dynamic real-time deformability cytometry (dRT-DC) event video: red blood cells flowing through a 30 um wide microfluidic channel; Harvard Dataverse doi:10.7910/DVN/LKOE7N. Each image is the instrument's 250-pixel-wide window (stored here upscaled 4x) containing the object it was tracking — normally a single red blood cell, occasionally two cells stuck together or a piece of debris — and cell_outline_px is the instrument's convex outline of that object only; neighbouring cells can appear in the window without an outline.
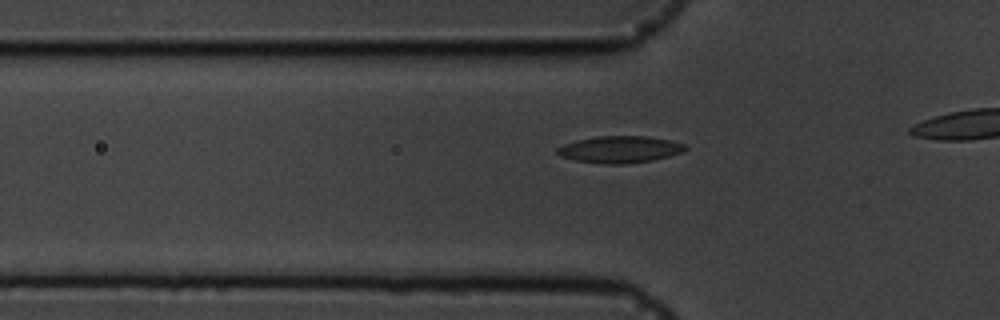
{"species": "common noctule bat (a hibernating species)", "species_latin": "Nyctalus noctula", "temperature_condition": "cold", "stored_images_in_passage": 18, "camera_frame_rate_fps": 3000, "um_per_image_px": 0.085, "animal": {"sex": "male", "body_mass_g": 19.5, "forearm_length_mm": 54.6}, "frame": {"image": 1, "passage_image": 8, "time_ms": 2.333, "image_size_px": [1000, 320], "cell_outline_px": [[688, 148], [684, 152], [652, 160], [624, 164], [604, 164], [576, 160], [560, 156], [556, 152], [556, 148], [564, 144], [576, 140], [596, 136], [648, 136], [672, 140], [688, 144]], "centroid_in_image_um": [52.73, 12.69], "position_along_channel_um": 73.1, "area_um2": 20.23}}
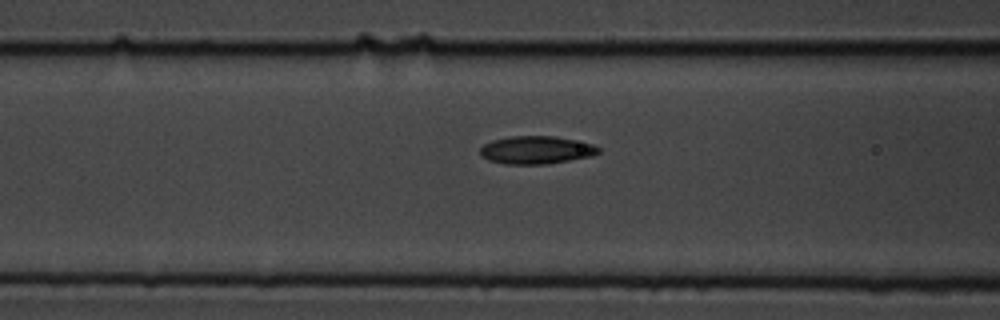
{"frame": {"image": 2, "passage_image": 12, "time_ms": 3.667, "image_size_px": [1000, 320], "cell_outline_px": [[600, 152], [592, 156], [548, 164], [504, 164], [488, 160], [480, 156], [480, 148], [484, 144], [492, 140], [508, 136], [556, 136], [592, 144], [600, 148]], "centroid_in_image_um": [45.55, 12.75], "position_along_channel_um": 121.0, "area_um2": 19.36}}
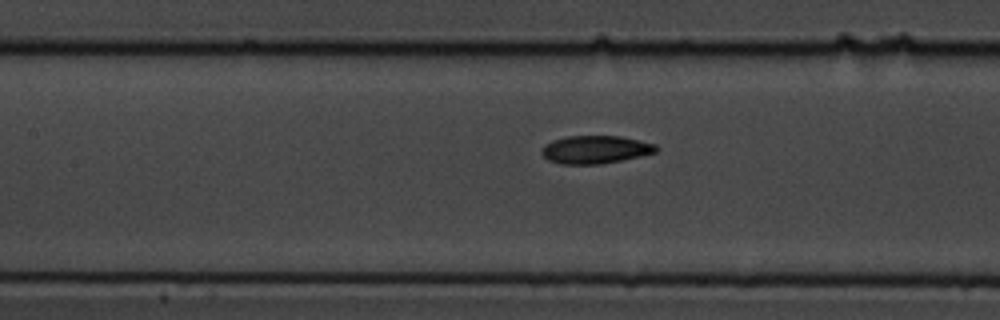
{"frame": {"image": 3, "passage_image": 15, "time_ms": 4.667, "image_size_px": [1000, 320], "cell_outline_px": [[660, 148], [656, 152], [640, 156], [600, 164], [560, 164], [548, 160], [540, 152], [544, 144], [552, 140], [568, 136], [620, 136], [656, 144]], "centroid_in_image_um": [50.59, 12.71], "position_along_channel_um": 156.8, "area_um2": 18.67}}